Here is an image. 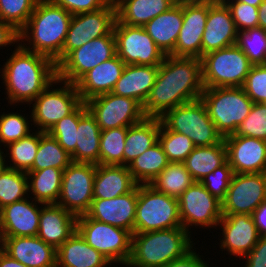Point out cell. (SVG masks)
<instances>
[{
	"label": "cell",
	"mask_w": 266,
	"mask_h": 267,
	"mask_svg": "<svg viewBox=\"0 0 266 267\" xmlns=\"http://www.w3.org/2000/svg\"><path fill=\"white\" fill-rule=\"evenodd\" d=\"M203 90L200 58L166 55L159 65L156 82L142 105L143 114L161 118L178 105L200 99Z\"/></svg>",
	"instance_id": "1"
},
{
	"label": "cell",
	"mask_w": 266,
	"mask_h": 267,
	"mask_svg": "<svg viewBox=\"0 0 266 267\" xmlns=\"http://www.w3.org/2000/svg\"><path fill=\"white\" fill-rule=\"evenodd\" d=\"M1 70L6 99L15 106L30 105L57 79V65L53 60L25 49L20 43Z\"/></svg>",
	"instance_id": "2"
},
{
	"label": "cell",
	"mask_w": 266,
	"mask_h": 267,
	"mask_svg": "<svg viewBox=\"0 0 266 267\" xmlns=\"http://www.w3.org/2000/svg\"><path fill=\"white\" fill-rule=\"evenodd\" d=\"M72 16L50 0H38L27 24L19 31L20 44L50 58L58 66Z\"/></svg>",
	"instance_id": "3"
},
{
	"label": "cell",
	"mask_w": 266,
	"mask_h": 267,
	"mask_svg": "<svg viewBox=\"0 0 266 267\" xmlns=\"http://www.w3.org/2000/svg\"><path fill=\"white\" fill-rule=\"evenodd\" d=\"M183 227L132 234L127 267H163L194 248L192 233Z\"/></svg>",
	"instance_id": "4"
},
{
	"label": "cell",
	"mask_w": 266,
	"mask_h": 267,
	"mask_svg": "<svg viewBox=\"0 0 266 267\" xmlns=\"http://www.w3.org/2000/svg\"><path fill=\"white\" fill-rule=\"evenodd\" d=\"M200 99L223 138L235 133L254 104L243 87L204 88Z\"/></svg>",
	"instance_id": "5"
},
{
	"label": "cell",
	"mask_w": 266,
	"mask_h": 267,
	"mask_svg": "<svg viewBox=\"0 0 266 267\" xmlns=\"http://www.w3.org/2000/svg\"><path fill=\"white\" fill-rule=\"evenodd\" d=\"M160 120L169 130L189 137L195 147L216 145L223 140L201 99L168 110Z\"/></svg>",
	"instance_id": "6"
},
{
	"label": "cell",
	"mask_w": 266,
	"mask_h": 267,
	"mask_svg": "<svg viewBox=\"0 0 266 267\" xmlns=\"http://www.w3.org/2000/svg\"><path fill=\"white\" fill-rule=\"evenodd\" d=\"M182 227L178 199L170 197L149 184L138 185L134 233Z\"/></svg>",
	"instance_id": "7"
},
{
	"label": "cell",
	"mask_w": 266,
	"mask_h": 267,
	"mask_svg": "<svg viewBox=\"0 0 266 267\" xmlns=\"http://www.w3.org/2000/svg\"><path fill=\"white\" fill-rule=\"evenodd\" d=\"M201 61L204 88L243 87L253 66L236 44L209 52Z\"/></svg>",
	"instance_id": "8"
},
{
	"label": "cell",
	"mask_w": 266,
	"mask_h": 267,
	"mask_svg": "<svg viewBox=\"0 0 266 267\" xmlns=\"http://www.w3.org/2000/svg\"><path fill=\"white\" fill-rule=\"evenodd\" d=\"M55 85L61 87L56 86L55 89ZM82 103L76 85L57 78L30 103L33 105H29V108L33 107L30 111L31 116H29L30 121L33 122L31 126L35 124L34 129L37 127L38 131L48 132L58 121L73 113Z\"/></svg>",
	"instance_id": "9"
},
{
	"label": "cell",
	"mask_w": 266,
	"mask_h": 267,
	"mask_svg": "<svg viewBox=\"0 0 266 267\" xmlns=\"http://www.w3.org/2000/svg\"><path fill=\"white\" fill-rule=\"evenodd\" d=\"M76 231L95 250L112 264L126 267L131 255L132 233L113 225L91 219L86 215L77 217Z\"/></svg>",
	"instance_id": "10"
},
{
	"label": "cell",
	"mask_w": 266,
	"mask_h": 267,
	"mask_svg": "<svg viewBox=\"0 0 266 267\" xmlns=\"http://www.w3.org/2000/svg\"><path fill=\"white\" fill-rule=\"evenodd\" d=\"M116 55L114 32L88 41L73 50L58 66L57 78L76 84L85 74L97 65Z\"/></svg>",
	"instance_id": "11"
},
{
	"label": "cell",
	"mask_w": 266,
	"mask_h": 267,
	"mask_svg": "<svg viewBox=\"0 0 266 267\" xmlns=\"http://www.w3.org/2000/svg\"><path fill=\"white\" fill-rule=\"evenodd\" d=\"M178 207L182 227L188 232L196 226L201 229L217 228L223 216L222 202L200 182H195L181 194Z\"/></svg>",
	"instance_id": "12"
},
{
	"label": "cell",
	"mask_w": 266,
	"mask_h": 267,
	"mask_svg": "<svg viewBox=\"0 0 266 267\" xmlns=\"http://www.w3.org/2000/svg\"><path fill=\"white\" fill-rule=\"evenodd\" d=\"M113 32L116 54L126 64L159 66L165 54L142 26H131L116 20Z\"/></svg>",
	"instance_id": "13"
},
{
	"label": "cell",
	"mask_w": 266,
	"mask_h": 267,
	"mask_svg": "<svg viewBox=\"0 0 266 267\" xmlns=\"http://www.w3.org/2000/svg\"><path fill=\"white\" fill-rule=\"evenodd\" d=\"M96 164L72 162L64 171L56 204L76 217L85 215L93 200Z\"/></svg>",
	"instance_id": "14"
},
{
	"label": "cell",
	"mask_w": 266,
	"mask_h": 267,
	"mask_svg": "<svg viewBox=\"0 0 266 267\" xmlns=\"http://www.w3.org/2000/svg\"><path fill=\"white\" fill-rule=\"evenodd\" d=\"M116 20L114 0L99 10L74 14L62 49V61L88 41L111 34Z\"/></svg>",
	"instance_id": "15"
},
{
	"label": "cell",
	"mask_w": 266,
	"mask_h": 267,
	"mask_svg": "<svg viewBox=\"0 0 266 267\" xmlns=\"http://www.w3.org/2000/svg\"><path fill=\"white\" fill-rule=\"evenodd\" d=\"M85 103L89 112L95 117L101 131L117 127H129L145 118L142 105L137 100L112 92L96 96Z\"/></svg>",
	"instance_id": "16"
},
{
	"label": "cell",
	"mask_w": 266,
	"mask_h": 267,
	"mask_svg": "<svg viewBox=\"0 0 266 267\" xmlns=\"http://www.w3.org/2000/svg\"><path fill=\"white\" fill-rule=\"evenodd\" d=\"M266 200V173L233 174L222 202L223 215L249 214Z\"/></svg>",
	"instance_id": "17"
},
{
	"label": "cell",
	"mask_w": 266,
	"mask_h": 267,
	"mask_svg": "<svg viewBox=\"0 0 266 267\" xmlns=\"http://www.w3.org/2000/svg\"><path fill=\"white\" fill-rule=\"evenodd\" d=\"M208 10L209 0L183 2V24L175 44V50L170 55L202 58V35Z\"/></svg>",
	"instance_id": "18"
},
{
	"label": "cell",
	"mask_w": 266,
	"mask_h": 267,
	"mask_svg": "<svg viewBox=\"0 0 266 267\" xmlns=\"http://www.w3.org/2000/svg\"><path fill=\"white\" fill-rule=\"evenodd\" d=\"M222 229L220 249L237 257H245L256 245L259 233L252 215L234 214L223 215L217 227Z\"/></svg>",
	"instance_id": "19"
},
{
	"label": "cell",
	"mask_w": 266,
	"mask_h": 267,
	"mask_svg": "<svg viewBox=\"0 0 266 267\" xmlns=\"http://www.w3.org/2000/svg\"><path fill=\"white\" fill-rule=\"evenodd\" d=\"M227 161L234 174L266 173V141L247 136H225Z\"/></svg>",
	"instance_id": "20"
},
{
	"label": "cell",
	"mask_w": 266,
	"mask_h": 267,
	"mask_svg": "<svg viewBox=\"0 0 266 267\" xmlns=\"http://www.w3.org/2000/svg\"><path fill=\"white\" fill-rule=\"evenodd\" d=\"M137 200L138 185L131 192L112 199L93 198L85 215L134 234Z\"/></svg>",
	"instance_id": "21"
},
{
	"label": "cell",
	"mask_w": 266,
	"mask_h": 267,
	"mask_svg": "<svg viewBox=\"0 0 266 267\" xmlns=\"http://www.w3.org/2000/svg\"><path fill=\"white\" fill-rule=\"evenodd\" d=\"M231 11L222 0H209L205 30L202 35V56L237 43Z\"/></svg>",
	"instance_id": "22"
},
{
	"label": "cell",
	"mask_w": 266,
	"mask_h": 267,
	"mask_svg": "<svg viewBox=\"0 0 266 267\" xmlns=\"http://www.w3.org/2000/svg\"><path fill=\"white\" fill-rule=\"evenodd\" d=\"M28 198L16 201L0 210L2 237L37 236L41 212L38 204L42 203Z\"/></svg>",
	"instance_id": "23"
},
{
	"label": "cell",
	"mask_w": 266,
	"mask_h": 267,
	"mask_svg": "<svg viewBox=\"0 0 266 267\" xmlns=\"http://www.w3.org/2000/svg\"><path fill=\"white\" fill-rule=\"evenodd\" d=\"M2 249L27 267H56V249L38 236L2 237Z\"/></svg>",
	"instance_id": "24"
},
{
	"label": "cell",
	"mask_w": 266,
	"mask_h": 267,
	"mask_svg": "<svg viewBox=\"0 0 266 267\" xmlns=\"http://www.w3.org/2000/svg\"><path fill=\"white\" fill-rule=\"evenodd\" d=\"M77 217L58 204H41L37 236L56 250L76 231Z\"/></svg>",
	"instance_id": "25"
},
{
	"label": "cell",
	"mask_w": 266,
	"mask_h": 267,
	"mask_svg": "<svg viewBox=\"0 0 266 267\" xmlns=\"http://www.w3.org/2000/svg\"><path fill=\"white\" fill-rule=\"evenodd\" d=\"M126 64L116 54L91 69L75 85L83 102L112 92Z\"/></svg>",
	"instance_id": "26"
},
{
	"label": "cell",
	"mask_w": 266,
	"mask_h": 267,
	"mask_svg": "<svg viewBox=\"0 0 266 267\" xmlns=\"http://www.w3.org/2000/svg\"><path fill=\"white\" fill-rule=\"evenodd\" d=\"M158 71L159 66L126 65L112 93L135 99L143 105L156 82Z\"/></svg>",
	"instance_id": "27"
},
{
	"label": "cell",
	"mask_w": 266,
	"mask_h": 267,
	"mask_svg": "<svg viewBox=\"0 0 266 267\" xmlns=\"http://www.w3.org/2000/svg\"><path fill=\"white\" fill-rule=\"evenodd\" d=\"M183 24V2H176L167 11L150 20L143 27L165 55L175 50Z\"/></svg>",
	"instance_id": "28"
},
{
	"label": "cell",
	"mask_w": 266,
	"mask_h": 267,
	"mask_svg": "<svg viewBox=\"0 0 266 267\" xmlns=\"http://www.w3.org/2000/svg\"><path fill=\"white\" fill-rule=\"evenodd\" d=\"M101 129L86 103L79 106L76 148L71 154L73 162L99 164Z\"/></svg>",
	"instance_id": "29"
},
{
	"label": "cell",
	"mask_w": 266,
	"mask_h": 267,
	"mask_svg": "<svg viewBox=\"0 0 266 267\" xmlns=\"http://www.w3.org/2000/svg\"><path fill=\"white\" fill-rule=\"evenodd\" d=\"M138 184L124 165H96L93 198L112 199L131 192Z\"/></svg>",
	"instance_id": "30"
},
{
	"label": "cell",
	"mask_w": 266,
	"mask_h": 267,
	"mask_svg": "<svg viewBox=\"0 0 266 267\" xmlns=\"http://www.w3.org/2000/svg\"><path fill=\"white\" fill-rule=\"evenodd\" d=\"M110 267L112 263L75 231L56 250V267Z\"/></svg>",
	"instance_id": "31"
},
{
	"label": "cell",
	"mask_w": 266,
	"mask_h": 267,
	"mask_svg": "<svg viewBox=\"0 0 266 267\" xmlns=\"http://www.w3.org/2000/svg\"><path fill=\"white\" fill-rule=\"evenodd\" d=\"M117 21L131 26H144L172 7L175 0H114Z\"/></svg>",
	"instance_id": "32"
},
{
	"label": "cell",
	"mask_w": 266,
	"mask_h": 267,
	"mask_svg": "<svg viewBox=\"0 0 266 267\" xmlns=\"http://www.w3.org/2000/svg\"><path fill=\"white\" fill-rule=\"evenodd\" d=\"M160 118L145 117L141 122L128 127L125 139L123 165L148 150L158 141Z\"/></svg>",
	"instance_id": "33"
},
{
	"label": "cell",
	"mask_w": 266,
	"mask_h": 267,
	"mask_svg": "<svg viewBox=\"0 0 266 267\" xmlns=\"http://www.w3.org/2000/svg\"><path fill=\"white\" fill-rule=\"evenodd\" d=\"M227 161V150L224 139L211 146L195 147L183 162L196 182L222 166Z\"/></svg>",
	"instance_id": "34"
},
{
	"label": "cell",
	"mask_w": 266,
	"mask_h": 267,
	"mask_svg": "<svg viewBox=\"0 0 266 267\" xmlns=\"http://www.w3.org/2000/svg\"><path fill=\"white\" fill-rule=\"evenodd\" d=\"M27 177L29 195L33 196L31 199L42 204L57 203L61 193L63 170L53 167L29 170Z\"/></svg>",
	"instance_id": "35"
},
{
	"label": "cell",
	"mask_w": 266,
	"mask_h": 267,
	"mask_svg": "<svg viewBox=\"0 0 266 267\" xmlns=\"http://www.w3.org/2000/svg\"><path fill=\"white\" fill-rule=\"evenodd\" d=\"M169 163L162 145L157 141L127 167L135 182L143 185L150 184Z\"/></svg>",
	"instance_id": "36"
},
{
	"label": "cell",
	"mask_w": 266,
	"mask_h": 267,
	"mask_svg": "<svg viewBox=\"0 0 266 267\" xmlns=\"http://www.w3.org/2000/svg\"><path fill=\"white\" fill-rule=\"evenodd\" d=\"M195 182L184 163L170 162L149 185L159 192L178 199Z\"/></svg>",
	"instance_id": "37"
},
{
	"label": "cell",
	"mask_w": 266,
	"mask_h": 267,
	"mask_svg": "<svg viewBox=\"0 0 266 267\" xmlns=\"http://www.w3.org/2000/svg\"><path fill=\"white\" fill-rule=\"evenodd\" d=\"M71 155L48 132L40 131L39 147L30 170L53 167L65 170L72 163Z\"/></svg>",
	"instance_id": "38"
},
{
	"label": "cell",
	"mask_w": 266,
	"mask_h": 267,
	"mask_svg": "<svg viewBox=\"0 0 266 267\" xmlns=\"http://www.w3.org/2000/svg\"><path fill=\"white\" fill-rule=\"evenodd\" d=\"M33 131L28 136L4 147V150L5 148L8 150H6V153L8 152L6 157H9V165H7L9 169L27 173L32 168L40 141V131L37 129Z\"/></svg>",
	"instance_id": "39"
},
{
	"label": "cell",
	"mask_w": 266,
	"mask_h": 267,
	"mask_svg": "<svg viewBox=\"0 0 266 267\" xmlns=\"http://www.w3.org/2000/svg\"><path fill=\"white\" fill-rule=\"evenodd\" d=\"M128 127L101 131L99 164L123 165V154Z\"/></svg>",
	"instance_id": "40"
},
{
	"label": "cell",
	"mask_w": 266,
	"mask_h": 267,
	"mask_svg": "<svg viewBox=\"0 0 266 267\" xmlns=\"http://www.w3.org/2000/svg\"><path fill=\"white\" fill-rule=\"evenodd\" d=\"M27 173L7 168L0 174V210L29 197Z\"/></svg>",
	"instance_id": "41"
},
{
	"label": "cell",
	"mask_w": 266,
	"mask_h": 267,
	"mask_svg": "<svg viewBox=\"0 0 266 267\" xmlns=\"http://www.w3.org/2000/svg\"><path fill=\"white\" fill-rule=\"evenodd\" d=\"M158 141L162 145L169 162L183 163L195 148L189 137L169 130L161 120Z\"/></svg>",
	"instance_id": "42"
},
{
	"label": "cell",
	"mask_w": 266,
	"mask_h": 267,
	"mask_svg": "<svg viewBox=\"0 0 266 267\" xmlns=\"http://www.w3.org/2000/svg\"><path fill=\"white\" fill-rule=\"evenodd\" d=\"M236 45L253 65L266 64V30L255 27L240 31Z\"/></svg>",
	"instance_id": "43"
},
{
	"label": "cell",
	"mask_w": 266,
	"mask_h": 267,
	"mask_svg": "<svg viewBox=\"0 0 266 267\" xmlns=\"http://www.w3.org/2000/svg\"><path fill=\"white\" fill-rule=\"evenodd\" d=\"M27 117L28 115L25 117L20 112L0 114V146L6 147L33 132L29 125L30 118Z\"/></svg>",
	"instance_id": "44"
},
{
	"label": "cell",
	"mask_w": 266,
	"mask_h": 267,
	"mask_svg": "<svg viewBox=\"0 0 266 267\" xmlns=\"http://www.w3.org/2000/svg\"><path fill=\"white\" fill-rule=\"evenodd\" d=\"M38 0H0V20L20 31L28 22Z\"/></svg>",
	"instance_id": "45"
},
{
	"label": "cell",
	"mask_w": 266,
	"mask_h": 267,
	"mask_svg": "<svg viewBox=\"0 0 266 267\" xmlns=\"http://www.w3.org/2000/svg\"><path fill=\"white\" fill-rule=\"evenodd\" d=\"M228 136H247L266 141V105L254 103L235 133Z\"/></svg>",
	"instance_id": "46"
},
{
	"label": "cell",
	"mask_w": 266,
	"mask_h": 267,
	"mask_svg": "<svg viewBox=\"0 0 266 267\" xmlns=\"http://www.w3.org/2000/svg\"><path fill=\"white\" fill-rule=\"evenodd\" d=\"M79 122V107L70 115L63 117L48 131L70 155L76 148V136Z\"/></svg>",
	"instance_id": "47"
},
{
	"label": "cell",
	"mask_w": 266,
	"mask_h": 267,
	"mask_svg": "<svg viewBox=\"0 0 266 267\" xmlns=\"http://www.w3.org/2000/svg\"><path fill=\"white\" fill-rule=\"evenodd\" d=\"M233 174L232 167L226 161L222 166L202 178L200 183L211 195L222 201L226 196Z\"/></svg>",
	"instance_id": "48"
},
{
	"label": "cell",
	"mask_w": 266,
	"mask_h": 267,
	"mask_svg": "<svg viewBox=\"0 0 266 267\" xmlns=\"http://www.w3.org/2000/svg\"><path fill=\"white\" fill-rule=\"evenodd\" d=\"M231 11L238 32L258 27V7L235 0H222Z\"/></svg>",
	"instance_id": "49"
},
{
	"label": "cell",
	"mask_w": 266,
	"mask_h": 267,
	"mask_svg": "<svg viewBox=\"0 0 266 267\" xmlns=\"http://www.w3.org/2000/svg\"><path fill=\"white\" fill-rule=\"evenodd\" d=\"M243 89L254 103L266 102V64L251 67Z\"/></svg>",
	"instance_id": "50"
},
{
	"label": "cell",
	"mask_w": 266,
	"mask_h": 267,
	"mask_svg": "<svg viewBox=\"0 0 266 267\" xmlns=\"http://www.w3.org/2000/svg\"><path fill=\"white\" fill-rule=\"evenodd\" d=\"M70 14L93 12L105 7L111 0H50Z\"/></svg>",
	"instance_id": "51"
},
{
	"label": "cell",
	"mask_w": 266,
	"mask_h": 267,
	"mask_svg": "<svg viewBox=\"0 0 266 267\" xmlns=\"http://www.w3.org/2000/svg\"><path fill=\"white\" fill-rule=\"evenodd\" d=\"M242 259L244 267H266V236H260L254 248Z\"/></svg>",
	"instance_id": "52"
},
{
	"label": "cell",
	"mask_w": 266,
	"mask_h": 267,
	"mask_svg": "<svg viewBox=\"0 0 266 267\" xmlns=\"http://www.w3.org/2000/svg\"><path fill=\"white\" fill-rule=\"evenodd\" d=\"M199 253L195 252L194 249L190 250L183 257L172 260L167 265L163 267H209V263H207L204 258L202 260Z\"/></svg>",
	"instance_id": "53"
},
{
	"label": "cell",
	"mask_w": 266,
	"mask_h": 267,
	"mask_svg": "<svg viewBox=\"0 0 266 267\" xmlns=\"http://www.w3.org/2000/svg\"><path fill=\"white\" fill-rule=\"evenodd\" d=\"M16 43V45H14ZM20 43L19 31L9 23L0 20V49L1 47H16Z\"/></svg>",
	"instance_id": "54"
},
{
	"label": "cell",
	"mask_w": 266,
	"mask_h": 267,
	"mask_svg": "<svg viewBox=\"0 0 266 267\" xmlns=\"http://www.w3.org/2000/svg\"><path fill=\"white\" fill-rule=\"evenodd\" d=\"M259 236H266V200L252 213Z\"/></svg>",
	"instance_id": "55"
},
{
	"label": "cell",
	"mask_w": 266,
	"mask_h": 267,
	"mask_svg": "<svg viewBox=\"0 0 266 267\" xmlns=\"http://www.w3.org/2000/svg\"><path fill=\"white\" fill-rule=\"evenodd\" d=\"M0 267H27L9 256L3 249L0 251Z\"/></svg>",
	"instance_id": "56"
},
{
	"label": "cell",
	"mask_w": 266,
	"mask_h": 267,
	"mask_svg": "<svg viewBox=\"0 0 266 267\" xmlns=\"http://www.w3.org/2000/svg\"><path fill=\"white\" fill-rule=\"evenodd\" d=\"M258 27L266 30V0L258 7Z\"/></svg>",
	"instance_id": "57"
},
{
	"label": "cell",
	"mask_w": 266,
	"mask_h": 267,
	"mask_svg": "<svg viewBox=\"0 0 266 267\" xmlns=\"http://www.w3.org/2000/svg\"><path fill=\"white\" fill-rule=\"evenodd\" d=\"M6 152L4 153L3 149L1 150L0 146V174L3 173L8 168V162L6 159ZM7 164V165H6Z\"/></svg>",
	"instance_id": "58"
},
{
	"label": "cell",
	"mask_w": 266,
	"mask_h": 267,
	"mask_svg": "<svg viewBox=\"0 0 266 267\" xmlns=\"http://www.w3.org/2000/svg\"><path fill=\"white\" fill-rule=\"evenodd\" d=\"M235 1H239L245 4H250L255 7H259L260 4L263 2V0H235Z\"/></svg>",
	"instance_id": "59"
},
{
	"label": "cell",
	"mask_w": 266,
	"mask_h": 267,
	"mask_svg": "<svg viewBox=\"0 0 266 267\" xmlns=\"http://www.w3.org/2000/svg\"><path fill=\"white\" fill-rule=\"evenodd\" d=\"M176 2H192V1H207V0H175Z\"/></svg>",
	"instance_id": "60"
},
{
	"label": "cell",
	"mask_w": 266,
	"mask_h": 267,
	"mask_svg": "<svg viewBox=\"0 0 266 267\" xmlns=\"http://www.w3.org/2000/svg\"><path fill=\"white\" fill-rule=\"evenodd\" d=\"M2 247H3V240H2V236L0 234V251L2 250Z\"/></svg>",
	"instance_id": "61"
}]
</instances>
